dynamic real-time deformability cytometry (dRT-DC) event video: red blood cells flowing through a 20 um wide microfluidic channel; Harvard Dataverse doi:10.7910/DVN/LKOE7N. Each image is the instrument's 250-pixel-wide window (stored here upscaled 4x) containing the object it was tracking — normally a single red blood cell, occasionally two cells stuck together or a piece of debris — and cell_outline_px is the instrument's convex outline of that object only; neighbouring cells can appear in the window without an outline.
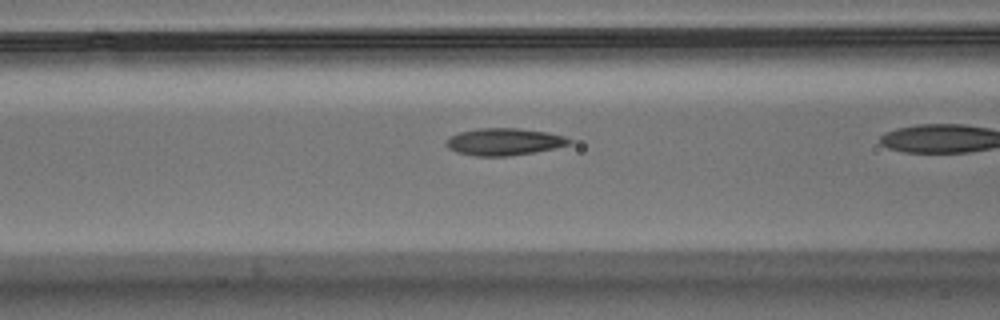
{"species": "Egyptian fruit bat (a non-hibernating species)", "species_latin": "Rousettus aegyptiacus", "temperature_condition": "warm", "stored_images_in_passage": 40, "segment_of_instrument_passage": [2, 2], "camera_frame_rate_fps": 3000, "um_per_image_px": 0.085, "animal": {"sex": "male"}, "frame": {"image": 1, "passage_image": 19, "time_ms": 6.0, "image_size_px": [1000, 320], "cell_outline_px": [[572, 144], [556, 148], [508, 156], [476, 156], [456, 152], [448, 148], [444, 144], [444, 140], [460, 132], [476, 128], [520, 128], [548, 132], [564, 136], [572, 140]], "centroid_in_image_um": [42.84, 12.04], "position_along_channel_um": 123.8, "area_um2": 19.59}}
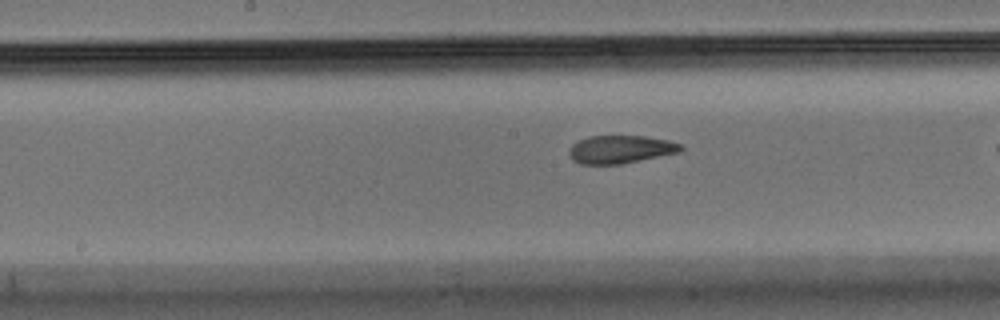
{"frame": {"image": 2, "passage_image": 25, "time_ms": 8.0, "image_size_px": [1000, 320], "cell_outline_px": [[684, 148], [680, 152], [620, 164], [580, 164], [572, 160], [568, 152], [572, 144], [588, 136], [644, 136], [668, 140], [684, 144]], "centroid_in_image_um": [52.76, 12.69], "position_along_channel_um": 195.4, "area_um2": 18.26}}
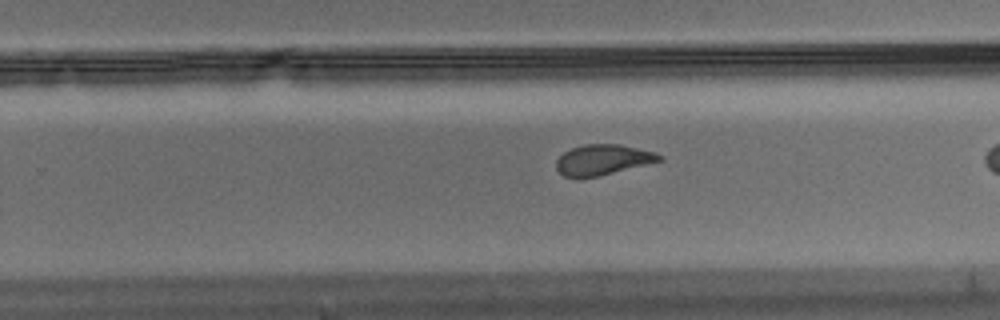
{"frame": {"image": 3, "passage_image": 32, "time_ms": 10.333, "image_size_px": [1000, 320], "cell_outline_px": [[664, 160], [600, 176], [564, 176], [556, 168], [556, 160], [564, 152], [572, 148], [584, 144], [620, 144], [656, 152], [664, 156]], "centroid_in_image_um": [51.3, 13.56], "position_along_channel_um": 278.5, "area_um2": 18.21}}